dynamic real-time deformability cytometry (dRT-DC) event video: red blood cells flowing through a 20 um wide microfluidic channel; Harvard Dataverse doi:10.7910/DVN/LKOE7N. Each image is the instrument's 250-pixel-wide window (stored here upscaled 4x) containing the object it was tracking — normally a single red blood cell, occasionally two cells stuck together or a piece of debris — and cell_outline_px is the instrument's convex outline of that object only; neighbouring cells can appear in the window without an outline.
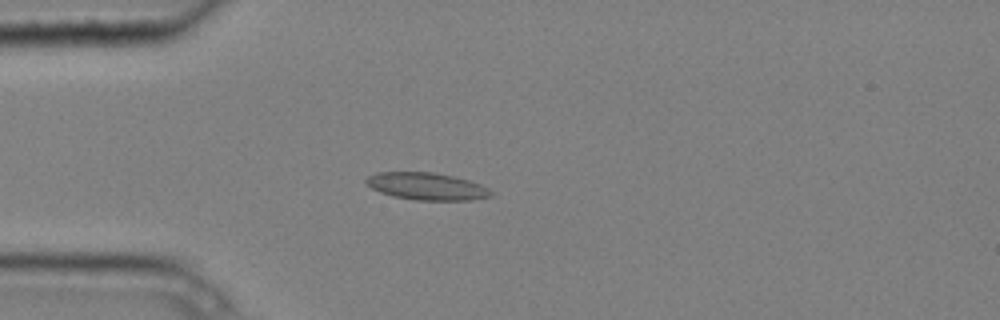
{"species": "common noctule bat (a hibernating species)", "species_latin": "Nyctalus noctula", "temperature_condition": "cold", "stored_images_in_passage": 5, "camera_frame_rate_fps": 3000, "um_per_image_px": 0.085, "animal": {"sex": "male", "body_mass_g": 20.4}, "frame": {"image": 1, "passage_image": 4, "time_ms": 1.0, "image_size_px": [1000, 320], "cell_outline_px": [[492, 196], [472, 200], [416, 200], [392, 196], [380, 192], [372, 188], [364, 180], [368, 176], [376, 172], [432, 172], [452, 176], [468, 180], [480, 184], [488, 188], [492, 192]], "centroid_in_image_um": [36.26, 15.84], "position_along_channel_um": 48.7, "area_um2": 19.77}}